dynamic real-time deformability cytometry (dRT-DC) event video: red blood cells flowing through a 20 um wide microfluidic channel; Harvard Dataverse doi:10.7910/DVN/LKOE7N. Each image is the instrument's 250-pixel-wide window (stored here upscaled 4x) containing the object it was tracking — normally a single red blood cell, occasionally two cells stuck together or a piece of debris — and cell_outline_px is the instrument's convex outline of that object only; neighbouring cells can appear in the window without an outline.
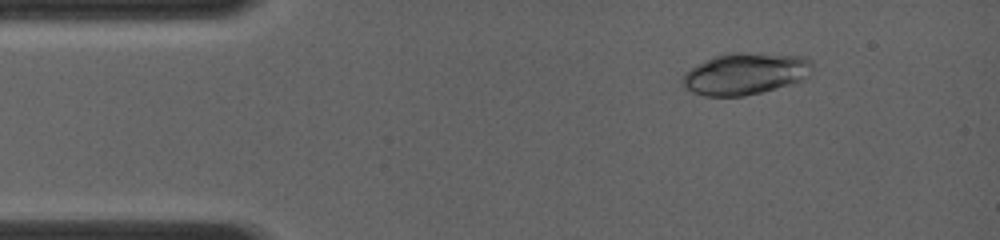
{"species": "common noctule bat (a hibernating species)", "species_latin": "Nyctalus noctula", "temperature_condition": "room temperature", "stored_images_in_passage": 9, "camera_frame_rate_fps": 4000, "um_per_image_px": 0.085, "animal": {"sex": "female", "body_mass_g": 19.0, "forearm_length_mm": 56.7}, "frame": {"image": 1, "passage_image": 4, "time_ms": 1.25, "image_size_px": [1000, 240], "cell_outline_px": [[812, 64], [808, 76], [804, 80], [796, 84], [744, 96], [704, 96], [692, 92], [684, 88], [680, 84], [680, 80], [684, 72], [696, 64], [716, 56], [728, 52], [740, 52], [804, 56]], "centroid_in_image_um": [63.31, 6.28], "position_along_channel_um": 21.7, "area_um2": 32.02}}